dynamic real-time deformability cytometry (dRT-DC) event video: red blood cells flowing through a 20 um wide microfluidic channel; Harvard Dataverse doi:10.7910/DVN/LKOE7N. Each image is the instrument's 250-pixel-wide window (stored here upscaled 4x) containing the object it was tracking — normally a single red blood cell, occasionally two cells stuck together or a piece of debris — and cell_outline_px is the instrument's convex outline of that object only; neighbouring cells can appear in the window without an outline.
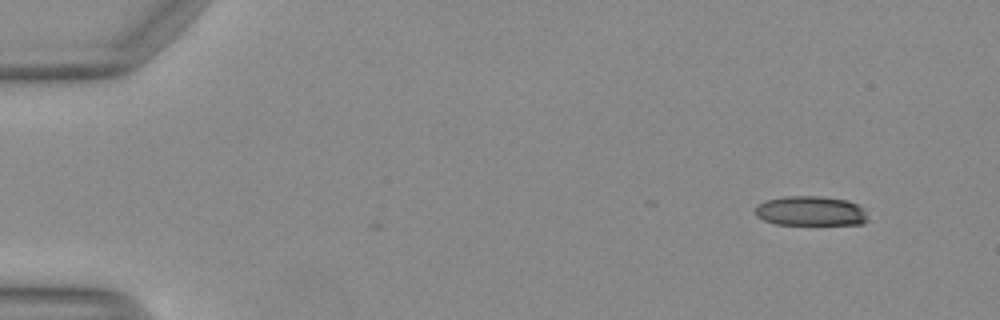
{"species": "Egyptian fruit bat (a non-hibernating species)", "species_latin": "Rousettus aegyptiacus", "temperature_condition": "warm", "stored_images_in_passage": 2, "camera_frame_rate_fps": 3000, "um_per_image_px": 0.085, "animal": {"sex": "female"}, "frame": {"image": 1, "passage_image": 1, "time_ms": 0.0, "image_size_px": [1000, 320], "cell_outline_px": [[868, 220], [864, 224], [776, 224], [764, 220], [756, 216], [756, 204], [764, 200], [784, 196], [820, 196], [848, 200], [864, 208]], "centroid_in_image_um": [68.9, 17.92], "position_along_channel_um": 16.1, "area_um2": 19.59}}